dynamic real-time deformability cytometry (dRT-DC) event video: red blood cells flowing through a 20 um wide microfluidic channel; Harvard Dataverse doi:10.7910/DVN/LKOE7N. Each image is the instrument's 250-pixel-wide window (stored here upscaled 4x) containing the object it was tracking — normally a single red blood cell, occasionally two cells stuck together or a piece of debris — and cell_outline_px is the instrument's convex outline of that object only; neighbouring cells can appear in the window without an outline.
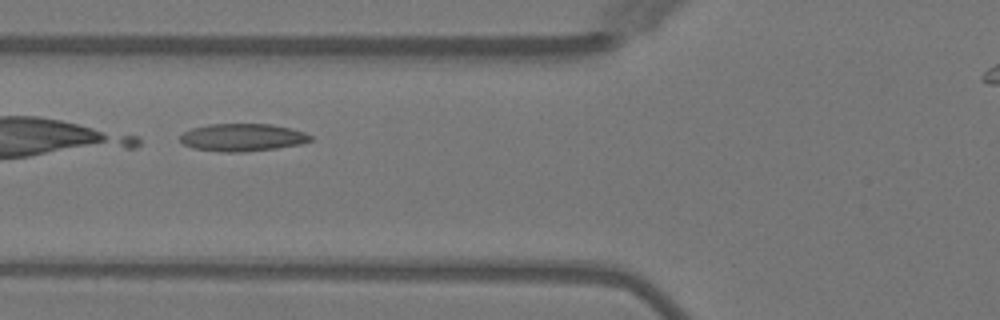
{"species": "Egyptian fruit bat (a non-hibernating species)", "species_latin": "Rousettus aegyptiacus", "temperature_condition": "warm", "stored_images_in_passage": 7, "camera_frame_rate_fps": 3000, "um_per_image_px": 0.085, "animal": {"sex": "female"}, "frame": {"image": 1, "passage_image": 5, "time_ms": 5.0, "image_size_px": [1000, 320], "cell_outline_px": [[312, 140], [300, 144], [276, 148], [244, 152], [224, 152], [192, 148], [184, 144], [180, 140], [180, 136], [184, 132], [192, 128], [208, 124], [272, 124], [292, 128], [304, 132], [312, 136]], "centroid_in_image_um": [20.62, 11.68], "position_along_channel_um": 105.2, "area_um2": 20.98}}
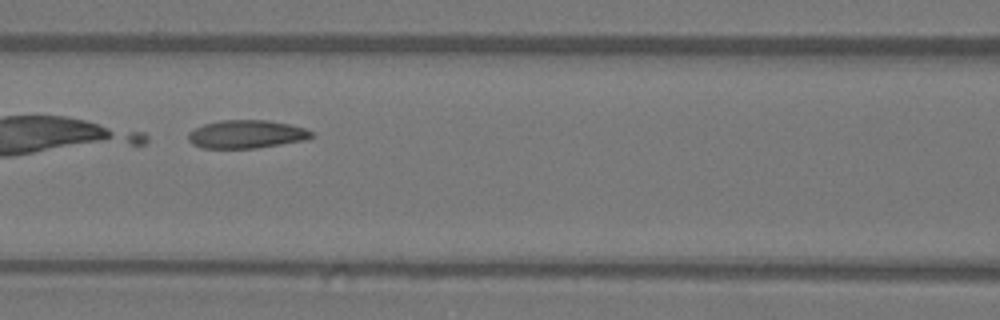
{"frame": {"image": 2, "passage_image": 6, "time_ms": 6.0, "image_size_px": [1000, 320], "cell_outline_px": [[312, 136], [308, 140], [256, 148], [204, 148], [192, 144], [188, 140], [188, 132], [204, 124], [220, 120], [268, 120], [288, 124], [304, 128], [312, 132]], "centroid_in_image_um": [20.94, 11.41], "position_along_channel_um": 145.7, "area_um2": 20.23}}
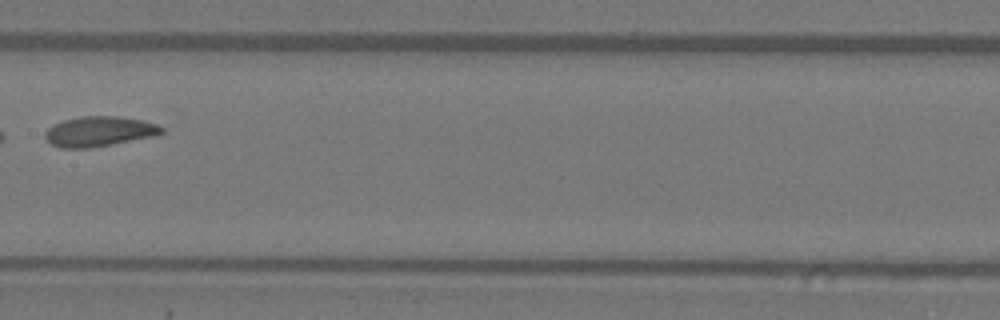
{"frame": {"image": 3, "passage_image": 7, "time_ms": 7.333, "image_size_px": [1000, 320], "cell_outline_px": [[164, 132], [152, 136], [88, 148], [60, 148], [52, 144], [44, 136], [44, 132], [48, 128], [64, 120], [80, 116], [116, 116], [144, 120], [156, 124], [164, 128]], "centroid_in_image_um": [8.42, 11.16], "position_along_channel_um": 199.0, "area_um2": 20.11}}